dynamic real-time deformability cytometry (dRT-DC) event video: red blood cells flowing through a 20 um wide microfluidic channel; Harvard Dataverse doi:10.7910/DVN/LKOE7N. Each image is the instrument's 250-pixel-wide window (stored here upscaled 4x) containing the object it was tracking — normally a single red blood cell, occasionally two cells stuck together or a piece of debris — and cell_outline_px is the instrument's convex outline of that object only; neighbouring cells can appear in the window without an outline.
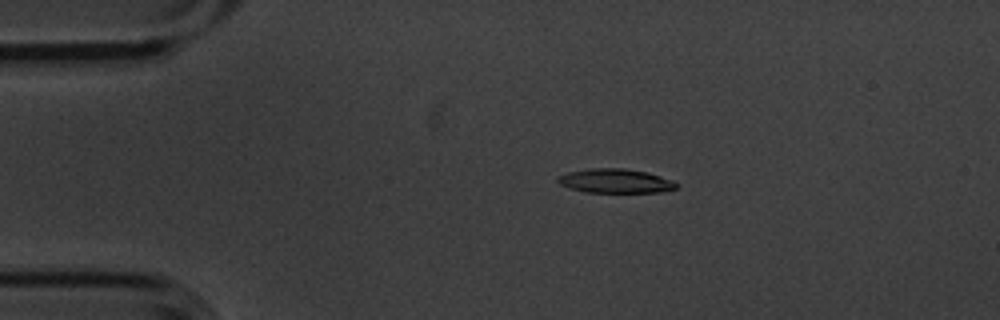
{"species": "common noctule bat (a hibernating species)", "species_latin": "Nyctalus noctula", "temperature_condition": "cold", "stored_images_in_passage": 6, "camera_frame_rate_fps": 3000, "um_per_image_px": 0.085, "animal": {"sex": "male", "body_mass_g": 20.1, "forearm_length_mm": 53.5}, "frame": {"image": 1, "passage_image": 4, "time_ms": 1.0, "image_size_px": [1000, 320], "cell_outline_px": [[680, 184], [676, 188], [660, 192], [584, 192], [568, 188], [560, 184], [556, 180], [556, 176], [568, 172], [588, 168], [624, 168], [648, 172], [672, 180]], "centroid_in_image_um": [52.28, 15.37], "position_along_channel_um": 32.7, "area_um2": 16.88}}
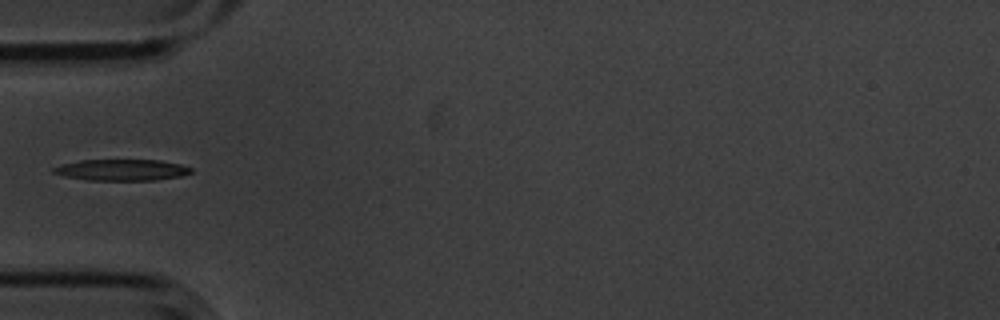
{"frame": {"image": 2, "passage_image": 6, "time_ms": 1.667, "image_size_px": [1000, 320], "cell_outline_px": [[192, 172], [180, 176], [156, 180], [88, 180], [64, 176], [52, 172], [52, 168], [60, 164], [80, 160], [160, 160], [180, 164], [192, 168]], "centroid_in_image_um": [10.32, 14.44], "position_along_channel_um": 74.7, "area_um2": 17.05}}